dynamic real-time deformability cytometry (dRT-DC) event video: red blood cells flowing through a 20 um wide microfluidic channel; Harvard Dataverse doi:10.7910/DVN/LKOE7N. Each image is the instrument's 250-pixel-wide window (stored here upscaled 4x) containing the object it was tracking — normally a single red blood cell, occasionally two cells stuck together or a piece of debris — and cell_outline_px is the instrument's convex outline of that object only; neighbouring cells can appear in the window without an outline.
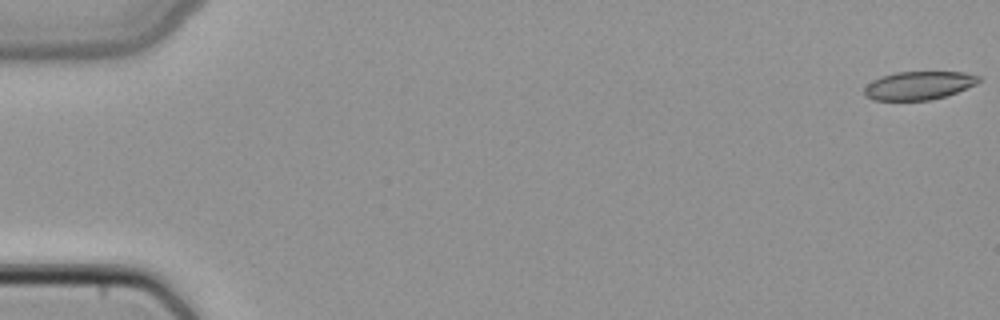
{"species": "common noctule bat (a hibernating species)", "species_latin": "Nyctalus noctula", "temperature_condition": "cold", "stored_images_in_passage": 50, "camera_frame_rate_fps": 3000, "um_per_image_px": 0.085, "animal": {"sex": "female", "body_mass_g": 22.7, "forearm_length_mm": 54.2}, "frame": {"image": 1, "passage_image": 1, "time_ms": 0.0, "image_size_px": [1000, 320], "cell_outline_px": [[980, 80], [976, 84], [956, 92], [944, 96], [928, 100], [872, 100], [864, 96], [864, 88], [872, 80], [880, 76], [896, 72], [964, 72], [980, 76]], "centroid_in_image_um": [78.06, 7.26], "position_along_channel_um": 6.9, "area_um2": 18.84}}
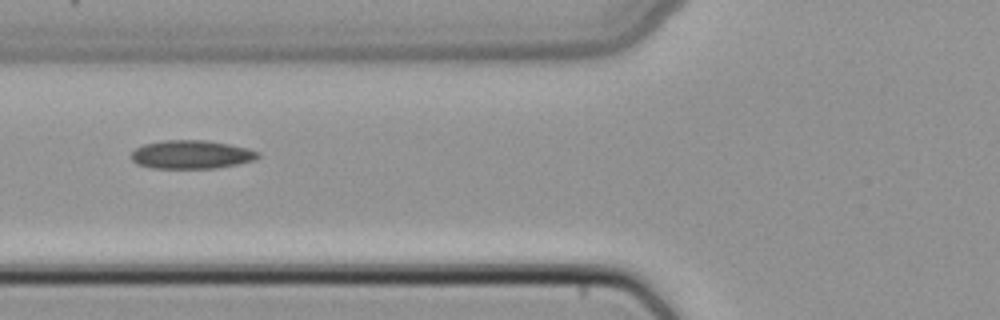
{"frame": {"image": 2, "passage_image": 20, "time_ms": 6.333, "image_size_px": [1000, 320], "cell_outline_px": [[260, 156], [256, 160], [216, 168], [152, 168], [136, 164], [132, 160], [132, 152], [136, 148], [144, 144], [164, 140], [208, 140], [248, 148], [260, 152]], "centroid_in_image_um": [16.28, 13.13], "position_along_channel_um": 109.5, "area_um2": 21.1}}
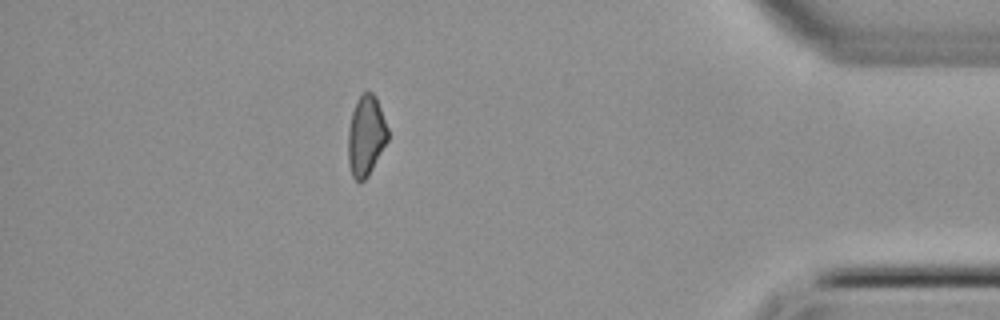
{"frame": {"image": 3, "passage_image": 44, "time_ms": 14.333, "image_size_px": [1000, 320], "cell_outline_px": [[388, 140], [368, 176], [360, 184], [352, 176], [348, 164], [348, 128], [352, 112], [356, 100], [364, 92], [372, 92], [376, 96], [388, 128]], "centroid_in_image_um": [31.1, 11.55], "position_along_channel_um": 404.1, "area_um2": 18.73}}